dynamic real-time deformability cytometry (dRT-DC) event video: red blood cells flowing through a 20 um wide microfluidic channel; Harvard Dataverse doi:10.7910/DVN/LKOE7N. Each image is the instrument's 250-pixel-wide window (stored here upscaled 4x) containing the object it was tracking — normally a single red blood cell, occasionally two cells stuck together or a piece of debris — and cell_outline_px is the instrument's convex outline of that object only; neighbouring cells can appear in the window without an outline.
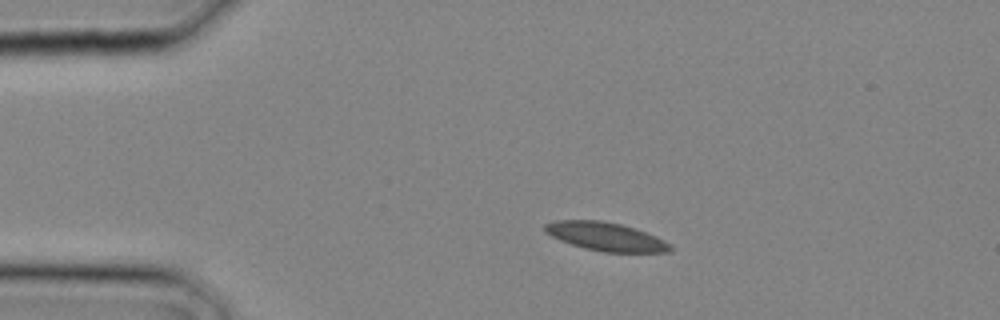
{"species": "common noctule bat (a hibernating species)", "species_latin": "Nyctalus noctula", "temperature_condition": "cold", "stored_images_in_passage": 23, "camera_frame_rate_fps": 3000, "um_per_image_px": 0.085, "animal": {"sex": "male", "body_mass_g": 20.4}, "frame": {"image": 1, "passage_image": 1, "time_ms": 0.0, "image_size_px": [1000, 320], "cell_outline_px": [[672, 252], [604, 252], [584, 248], [560, 240], [544, 232], [544, 224], [556, 220], [600, 220], [620, 224], [656, 236], [672, 244]], "centroid_in_image_um": [51.49, 20.11], "position_along_channel_um": 33.5, "area_um2": 20.69}}
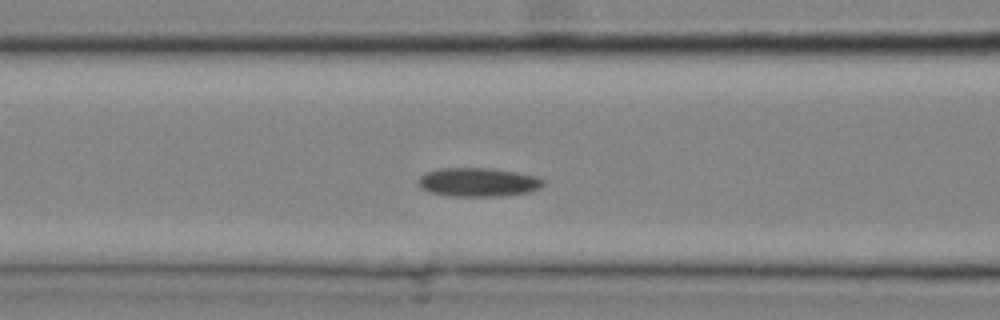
{"frame": {"image": 2, "passage_image": 7, "time_ms": 2.0, "image_size_px": [1000, 320], "cell_outline_px": [[544, 184], [540, 188], [532, 192], [500, 196], [452, 196], [428, 192], [420, 188], [420, 176], [428, 172], [440, 168], [492, 168], [516, 172], [536, 176], [544, 180]], "centroid_in_image_um": [40.68, 15.49], "position_along_channel_um": 125.9, "area_um2": 20.98}}
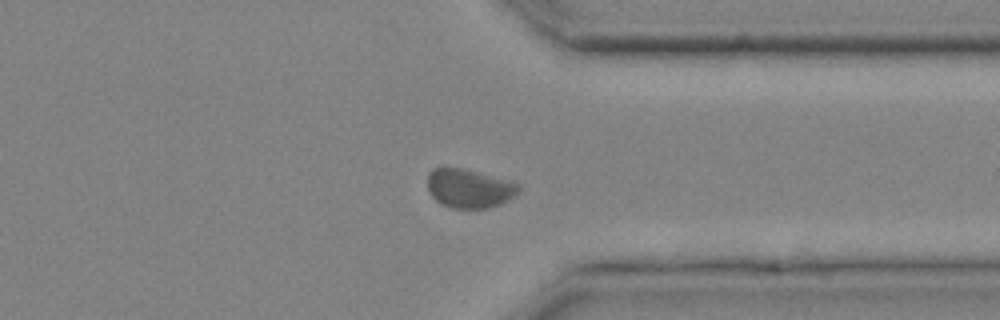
{"frame": {"image": 3, "passage_image": 18, "time_ms": 5.667, "image_size_px": [1000, 320], "cell_outline_px": [[520, 192], [516, 196], [500, 204], [488, 208], [452, 208], [440, 204], [432, 196], [428, 188], [428, 172], [432, 168], [460, 168], [512, 180], [520, 184]], "centroid_in_image_um": [39.93, 16.02], "position_along_channel_um": 371.5, "area_um2": 20.87}}